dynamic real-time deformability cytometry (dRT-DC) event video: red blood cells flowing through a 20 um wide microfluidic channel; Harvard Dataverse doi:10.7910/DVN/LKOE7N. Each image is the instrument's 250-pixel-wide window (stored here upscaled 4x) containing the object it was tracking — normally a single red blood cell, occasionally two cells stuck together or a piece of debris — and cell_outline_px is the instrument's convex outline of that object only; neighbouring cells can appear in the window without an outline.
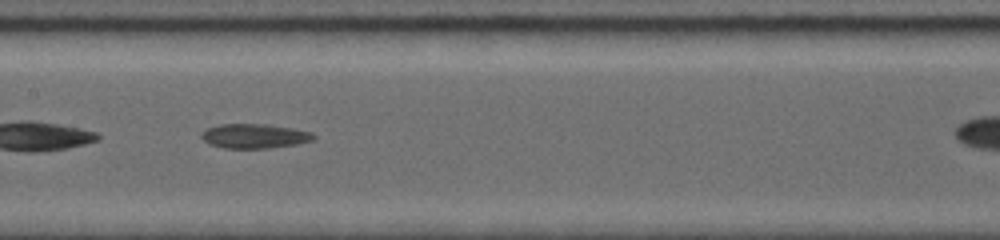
{"species": "common noctule bat (a hibernating species)", "species_latin": "Nyctalus noctula", "temperature_condition": "room temperature", "stored_images_in_passage": 18, "segment_of_instrument_passage": [1, 2], "camera_frame_rate_fps": 5000, "um_per_image_px": 0.085, "animal": {"sex": "female", "body_mass_g": 19.0, "forearm_length_mm": 56.7}, "frame": {"image": 1, "passage_image": 8, "time_ms": 5.2, "image_size_px": [1000, 240], "cell_outline_px": [[316, 136], [312, 140], [296, 144], [264, 148], [224, 148], [212, 144], [204, 140], [200, 136], [208, 128], [224, 124], [264, 124], [288, 128], [308, 132]], "centroid_in_image_um": [21.6, 11.57], "position_along_channel_um": 185.8, "area_um2": 15.37}}
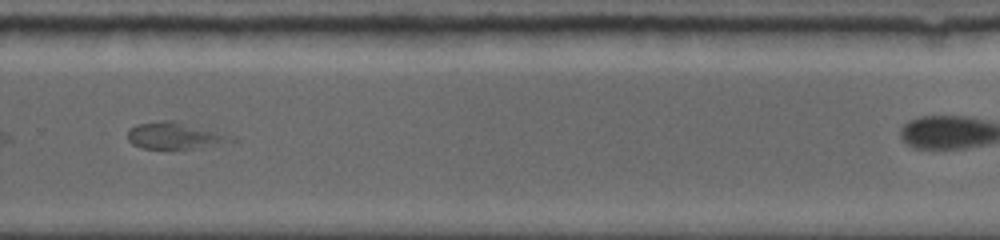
{"frame": {"image": 2, "passage_image": 13, "time_ms": 8.6, "image_size_px": [1000, 240], "cell_outline_px": [[236, 140], [220, 144], [164, 152], [140, 148], [132, 144], [128, 140], [128, 128], [136, 124], [160, 120], [176, 120], [236, 136]], "centroid_in_image_um": [14.83, 11.56], "position_along_channel_um": 315.0, "area_um2": 17.05}}
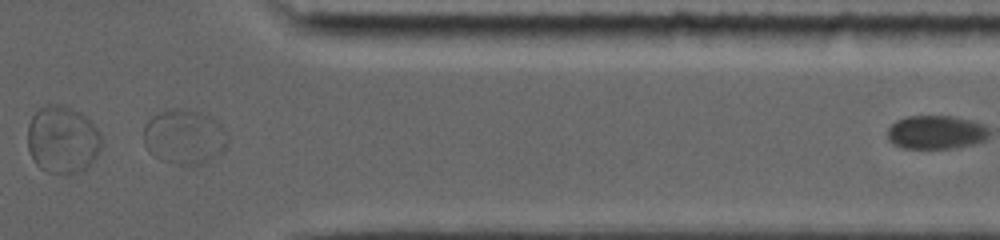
{"frame": {"image": 3, "passage_image": 16, "time_ms": 10.8, "image_size_px": [1000, 240], "cell_outline_px": [[228, 144], [216, 156], [204, 164], [192, 168], [160, 160], [152, 156], [148, 152], [144, 144], [144, 124], [152, 116], [168, 108], [188, 108], [200, 112], [208, 116], [220, 124], [224, 128], [228, 140]], "centroid_in_image_um": [15.64, 11.66], "position_along_channel_um": 395.8, "area_um2": 27.51}}